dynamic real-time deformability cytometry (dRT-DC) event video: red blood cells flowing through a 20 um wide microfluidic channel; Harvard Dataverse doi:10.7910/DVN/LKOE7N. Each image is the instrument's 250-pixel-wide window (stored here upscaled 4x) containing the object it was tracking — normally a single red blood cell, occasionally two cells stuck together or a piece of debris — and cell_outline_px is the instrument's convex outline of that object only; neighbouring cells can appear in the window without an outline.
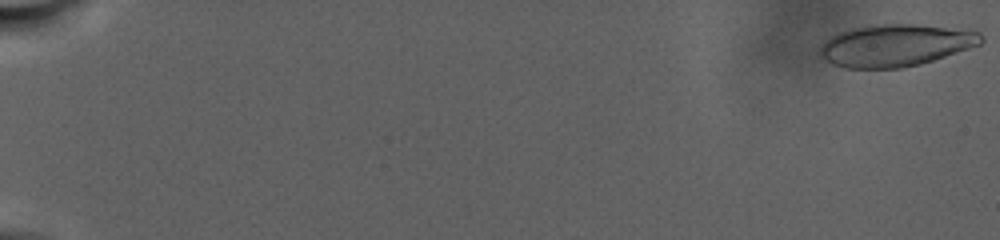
{"species": "human", "species_latin": "Homo sapiens", "temperature_condition": "warm", "stored_images_in_passage": 70, "camera_frame_rate_fps": 3000, "um_per_image_px": 0.085, "donor": {"sex": "male"}, "frame": {"image": 1, "passage_image": 1, "time_ms": 0.0, "image_size_px": [1000, 240], "cell_outline_px": [[984, 40], [980, 44], [920, 64], [900, 68], [844, 68], [832, 64], [824, 60], [820, 56], [820, 48], [824, 40], [840, 32], [852, 28], [868, 24], [920, 24], [980, 32], [984, 36]], "centroid_in_image_um": [76.07, 3.85], "position_along_channel_um": 8.9, "area_um2": 39.48}}
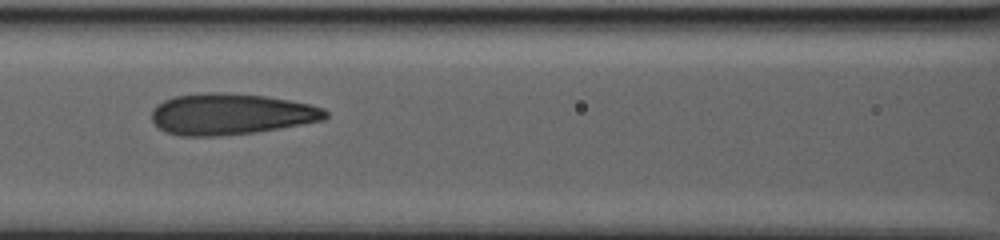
{"frame": {"image": 2, "passage_image": 40, "time_ms": 16.667, "image_size_px": [1000, 240], "cell_outline_px": [[328, 116], [324, 120], [280, 128], [256, 132], [216, 136], [180, 136], [164, 132], [152, 120], [152, 108], [156, 104], [172, 96], [208, 92], [224, 92], [264, 96], [312, 104], [324, 108], [328, 112]], "centroid_in_image_um": [19.61, 9.69], "position_along_channel_um": 147.0, "area_um2": 41.96}}
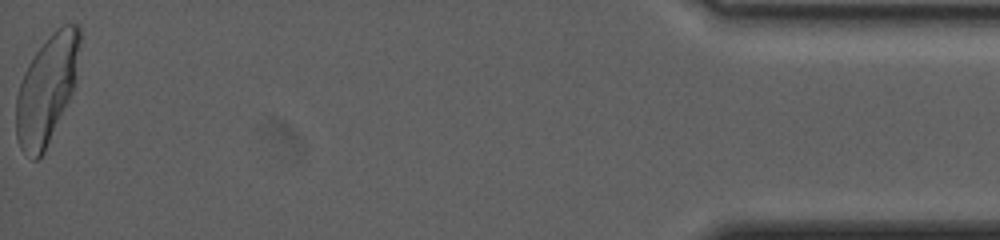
{"frame": {"image": 3, "passage_image": 70, "time_ms": 33.667, "image_size_px": [1000, 240], "cell_outline_px": [[80, 40], [72, 92], [44, 152], [36, 160], [32, 160], [20, 148], [16, 136], [16, 96], [24, 72], [28, 64], [36, 52], [48, 36], [56, 28], [64, 24], [80, 24]], "centroid_in_image_um": [3.95, 7.59], "position_along_channel_um": 431.3, "area_um2": 39.48}, "authors_computed_cell_mechanics": {"area_um2": 40.0554, "velocity_mm_per_s": 2.1447, "shape_relaxation_time_tau1_ms": null, "shape_relaxation_time_tau2_ms": 1.4432, "deformation_change_tau1": null, "deformation_change_tau2": 0.0881}}